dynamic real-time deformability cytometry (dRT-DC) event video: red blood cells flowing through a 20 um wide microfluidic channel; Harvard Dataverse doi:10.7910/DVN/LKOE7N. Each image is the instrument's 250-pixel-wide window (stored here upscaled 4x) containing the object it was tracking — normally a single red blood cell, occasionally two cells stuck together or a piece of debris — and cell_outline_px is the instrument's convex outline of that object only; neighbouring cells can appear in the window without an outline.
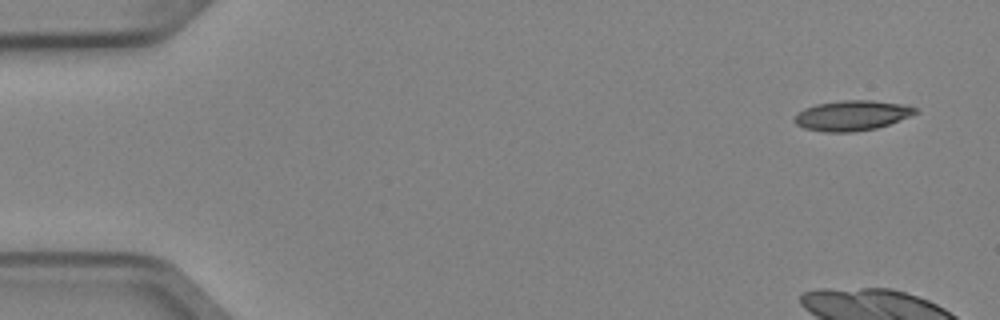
{"species": "Egyptian fruit bat (a non-hibernating species)", "species_latin": "Rousettus aegyptiacus", "temperature_condition": "cold", "stored_images_in_passage": 5, "camera_frame_rate_fps": 3000, "um_per_image_px": 0.085, "animal": {"sex": "female"}, "frame": {"image": 1, "passage_image": 1, "time_ms": 0.0, "image_size_px": [1000, 320], "cell_outline_px": [[920, 112], [888, 124], [876, 128], [852, 132], [824, 132], [804, 128], [796, 124], [792, 120], [804, 108], [816, 104], [844, 100], [872, 100], [904, 104], [916, 108]], "centroid_in_image_um": [72.42, 9.81], "position_along_channel_um": 12.6, "area_um2": 21.15}}
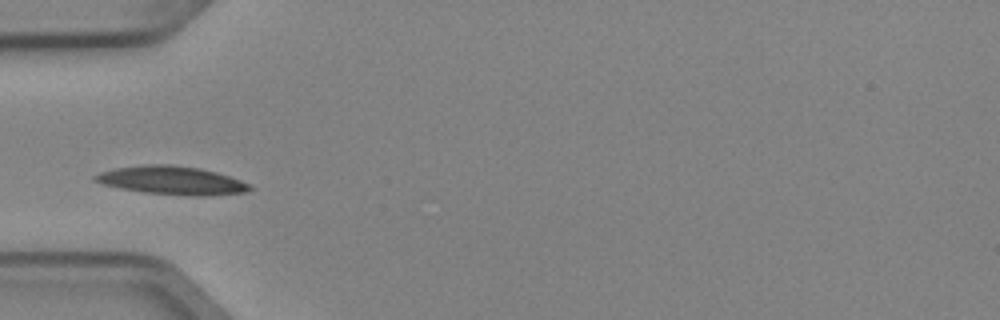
{"frame": {"image": 2, "passage_image": 5, "time_ms": 1.333, "image_size_px": [1000, 320], "cell_outline_px": [[252, 188], [248, 192], [204, 196], [192, 196], [144, 192], [120, 188], [104, 184], [92, 180], [92, 176], [100, 172], [116, 168], [148, 164], [168, 164], [200, 168], [216, 172], [252, 184]], "centroid_in_image_um": [14.62, 15.33], "position_along_channel_um": 70.4, "area_um2": 25.55}}